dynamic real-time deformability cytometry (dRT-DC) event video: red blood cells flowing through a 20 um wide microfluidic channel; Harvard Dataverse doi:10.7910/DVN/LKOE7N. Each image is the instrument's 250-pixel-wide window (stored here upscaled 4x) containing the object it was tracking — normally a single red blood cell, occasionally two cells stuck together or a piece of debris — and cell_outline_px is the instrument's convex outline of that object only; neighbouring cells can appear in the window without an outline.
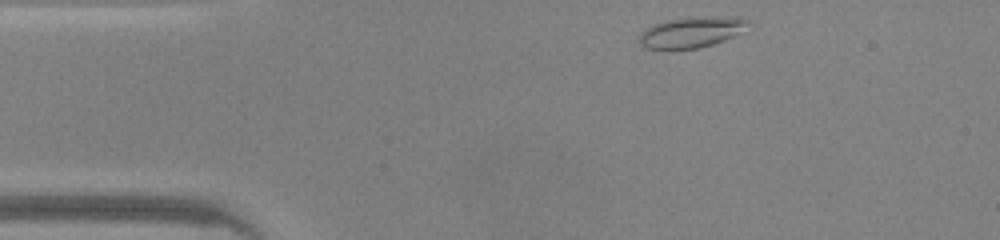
{"species": "common noctule bat (a hibernating species)", "species_latin": "Nyctalus noctula", "temperature_condition": "warm", "stored_images_in_passage": 36, "camera_frame_rate_fps": 3000, "um_per_image_px": 0.085, "animal": {"sex": "male", "body_mass_g": 20.0, "forearm_length_mm": 53.3}, "frame": {"image": 1, "passage_image": 1, "time_ms": 0.0, "image_size_px": [1000, 240], "cell_outline_px": [[748, 20], [732, 36], [724, 40], [712, 44], [696, 48], [668, 52], [644, 48], [640, 44], [640, 32], [644, 28], [652, 24], [668, 20], [720, 16], [740, 16]], "centroid_in_image_um": [58.61, 2.78], "position_along_channel_um": 26.4, "area_um2": 19.48}}
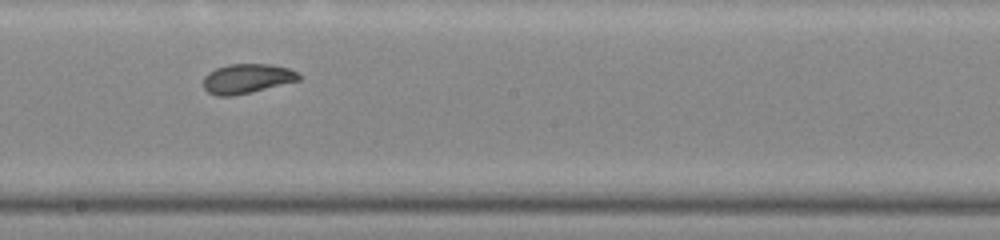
{"frame": {"image": 2, "passage_image": 19, "time_ms": 6.0, "image_size_px": [1000, 240], "cell_outline_px": [[300, 80], [232, 96], [220, 96], [208, 92], [204, 88], [204, 76], [208, 72], [216, 68], [228, 64], [272, 64], [288, 68], [300, 72]], "centroid_in_image_um": [21.0, 6.66], "position_along_channel_um": 227.2, "area_um2": 16.36}}
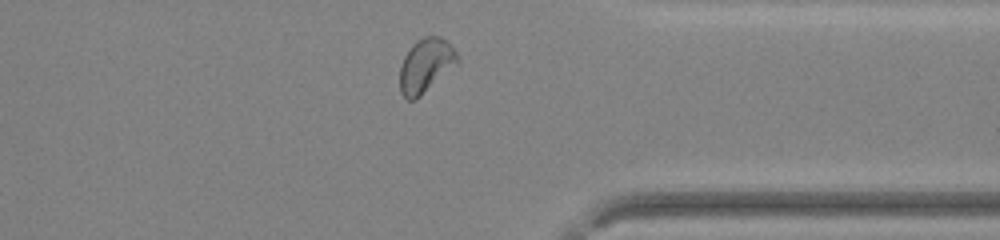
{"frame": {"image": 3, "passage_image": 30, "time_ms": 9.667, "image_size_px": [1000, 240], "cell_outline_px": [[460, 60], [456, 64], [416, 100], [408, 100], [400, 92], [400, 68], [404, 56], [412, 44], [416, 40], [424, 36], [440, 36], [448, 40], [456, 52]], "centroid_in_image_um": [36.18, 5.54], "position_along_channel_um": 375.2, "area_um2": 18.09}, "authors_computed_cell_mechanics": {"area_um2": 17.0799, "velocity_mm_per_s": 4.2481, "shape_relaxation_time_tau1_ms": 3.9929, "shape_relaxation_time_tau2_ms": 1.4981, "deformation_change_tau1": 0.1389, "deformation_change_tau2": 0.0675}}